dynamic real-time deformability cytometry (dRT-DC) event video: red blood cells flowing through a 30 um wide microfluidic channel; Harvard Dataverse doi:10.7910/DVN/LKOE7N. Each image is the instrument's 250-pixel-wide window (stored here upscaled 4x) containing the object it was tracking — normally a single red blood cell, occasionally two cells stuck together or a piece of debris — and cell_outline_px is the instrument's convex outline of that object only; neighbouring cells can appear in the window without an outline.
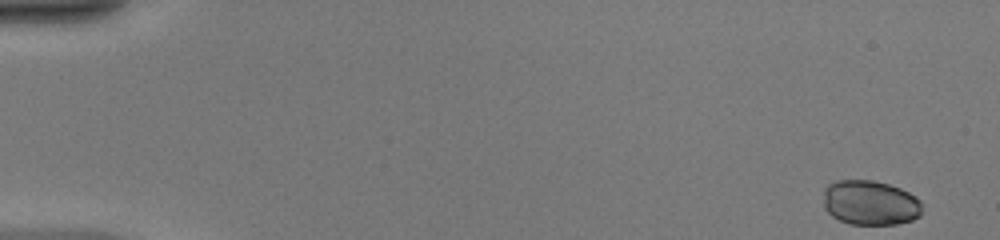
{"species": "common noctule bat (a hibernating species)", "species_latin": "Nyctalus noctula", "temperature_condition": "warm", "stored_images_in_passage": 44, "camera_frame_rate_fps": 3000, "um_per_image_px": 0.085, "animal": {"sex": "female", "body_mass_g": 20.0, "forearm_length_mm": 54.0}, "frame": {"image": 1, "passage_image": 1, "time_ms": 0.0, "image_size_px": [1000, 240], "cell_outline_px": [[920, 216], [912, 220], [896, 224], [848, 224], [832, 216], [824, 208], [824, 188], [828, 184], [836, 180], [872, 180], [888, 184], [900, 188], [916, 196], [920, 200]], "centroid_in_image_um": [73.95, 17.23], "position_along_channel_um": 11.1, "area_um2": 25.84}}
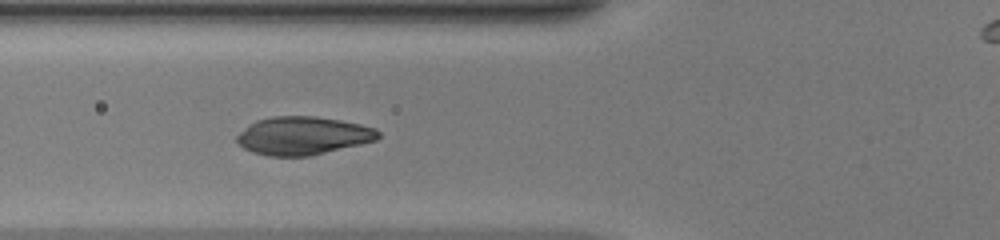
{"frame": {"image": 2, "passage_image": 19, "time_ms": 6.0, "image_size_px": [1000, 240], "cell_outline_px": [[380, 136], [376, 140], [360, 144], [308, 156], [268, 156], [252, 152], [244, 148], [236, 140], [236, 136], [248, 124], [256, 120], [272, 116], [316, 116], [340, 120], [360, 124], [376, 128], [380, 132]], "centroid_in_image_um": [25.73, 11.52], "position_along_channel_um": 100.1, "area_um2": 31.39}}
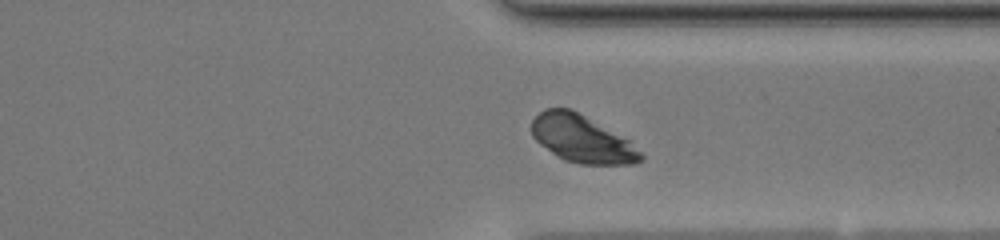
{"frame": {"image": 3, "passage_image": 38, "time_ms": 12.333, "image_size_px": [1000, 240], "cell_outline_px": [[644, 160], [636, 164], [580, 164], [564, 160], [556, 156], [540, 144], [532, 136], [532, 120], [544, 108], [572, 108], [628, 140], [644, 156]], "centroid_in_image_um": [49.45, 11.81], "position_along_channel_um": 362.0, "area_um2": 30.0}}